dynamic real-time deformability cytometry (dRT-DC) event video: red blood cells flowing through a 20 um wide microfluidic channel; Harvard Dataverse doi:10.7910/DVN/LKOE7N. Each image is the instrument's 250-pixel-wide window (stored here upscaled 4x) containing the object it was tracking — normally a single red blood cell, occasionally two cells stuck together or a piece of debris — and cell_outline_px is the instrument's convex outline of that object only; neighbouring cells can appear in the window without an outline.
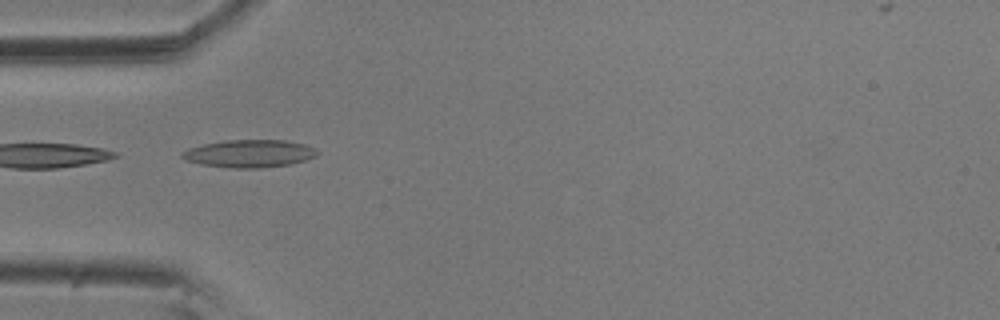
{"species": "common noctule bat (a hibernating species)", "species_latin": "Nyctalus noctula", "temperature_condition": "room temperature", "stored_images_in_passage": 4, "camera_frame_rate_fps": 3000, "um_per_image_px": 0.085, "animal": {"sex": "male", "body_mass_g": 20.5, "forearm_length_mm": 52.5}, "frame": {"image": 1, "passage_image": 4, "time_ms": 1.0, "image_size_px": [1000, 320], "cell_outline_px": [[320, 152], [316, 156], [304, 160], [288, 164], [260, 168], [236, 168], [200, 164], [184, 160], [180, 156], [180, 152], [188, 148], [204, 144], [224, 140], [284, 140], [304, 144], [316, 148]], "centroid_in_image_um": [21.17, 13.04], "position_along_channel_um": 63.8, "area_um2": 21.79}}